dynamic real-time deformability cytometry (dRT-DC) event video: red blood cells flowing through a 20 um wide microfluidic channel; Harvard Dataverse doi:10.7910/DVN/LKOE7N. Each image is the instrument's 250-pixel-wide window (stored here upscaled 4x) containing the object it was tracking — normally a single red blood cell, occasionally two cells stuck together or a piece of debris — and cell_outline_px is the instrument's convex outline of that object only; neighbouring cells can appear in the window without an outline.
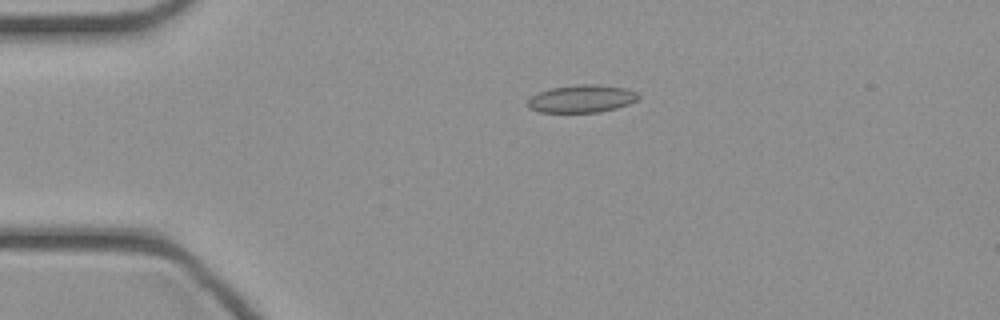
{"species": "common noctule bat (a hibernating species)", "species_latin": "Nyctalus noctula", "temperature_condition": "cold", "stored_images_in_passage": 37, "camera_frame_rate_fps": 3000, "um_per_image_px": 0.085, "animal": {"sex": "female", "body_mass_g": 21.9}, "frame": {"image": 1, "passage_image": 1, "time_ms": 0.0, "image_size_px": [1000, 320], "cell_outline_px": [[640, 96], [636, 100], [628, 104], [616, 108], [596, 112], [540, 112], [528, 108], [528, 100], [536, 92], [552, 88], [576, 84], [596, 84], [628, 88], [636, 92]], "centroid_in_image_um": [49.44, 8.38], "position_along_channel_um": 35.6, "area_um2": 17.86}}
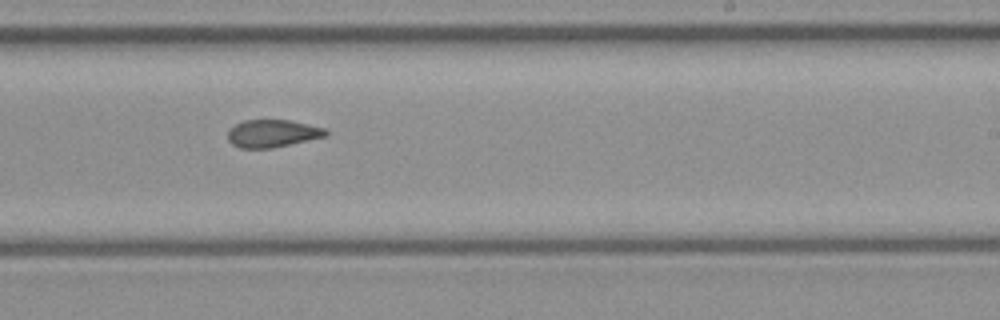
{"frame": {"image": 2, "passage_image": 19, "time_ms": 6.0, "image_size_px": [1000, 320], "cell_outline_px": [[328, 136], [272, 148], [240, 148], [232, 144], [228, 140], [228, 128], [244, 120], [288, 120], [328, 128]], "centroid_in_image_um": [23.18, 11.34], "position_along_channel_um": 265.8, "area_um2": 15.9}}
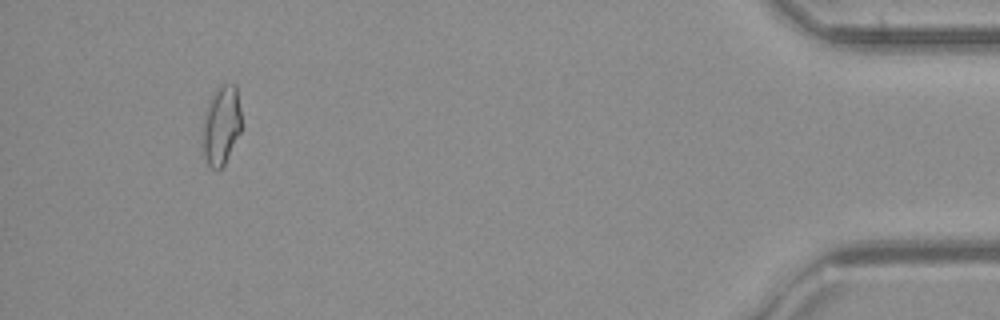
{"frame": {"image": 3, "passage_image": 34, "time_ms": 11.0, "image_size_px": [1000, 320], "cell_outline_px": [[240, 132], [224, 164], [220, 168], [212, 168], [208, 164], [204, 156], [200, 144], [200, 140], [204, 116], [208, 100], [212, 92], [220, 84], [236, 84], [240, 108]], "centroid_in_image_um": [18.76, 10.61], "position_along_channel_um": 416.4, "area_um2": 18.21}}